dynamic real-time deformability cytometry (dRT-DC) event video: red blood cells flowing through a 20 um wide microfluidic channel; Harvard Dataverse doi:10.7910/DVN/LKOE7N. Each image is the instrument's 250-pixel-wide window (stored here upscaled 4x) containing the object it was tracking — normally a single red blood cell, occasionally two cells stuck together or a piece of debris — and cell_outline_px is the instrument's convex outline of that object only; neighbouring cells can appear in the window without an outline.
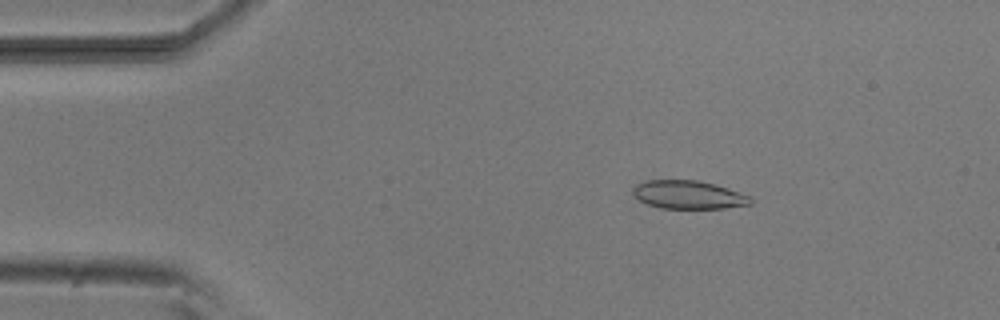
{"species": "common noctule bat (a hibernating species)", "species_latin": "Nyctalus noctula", "temperature_condition": "room temperature", "stored_images_in_passage": 52, "camera_frame_rate_fps": 3000, "um_per_image_px": 0.085, "animal": {"sex": "male", "body_mass_g": 20.5, "forearm_length_mm": 52.5}, "frame": {"image": 1, "passage_image": 8, "time_ms": 2.333, "image_size_px": [1000, 320], "cell_outline_px": [[752, 204], [724, 208], [660, 208], [648, 204], [632, 196], [632, 188], [636, 184], [648, 180], [696, 180], [728, 188], [752, 196]], "centroid_in_image_um": [58.51, 16.55], "position_along_channel_um": 26.5, "area_um2": 19.42}}
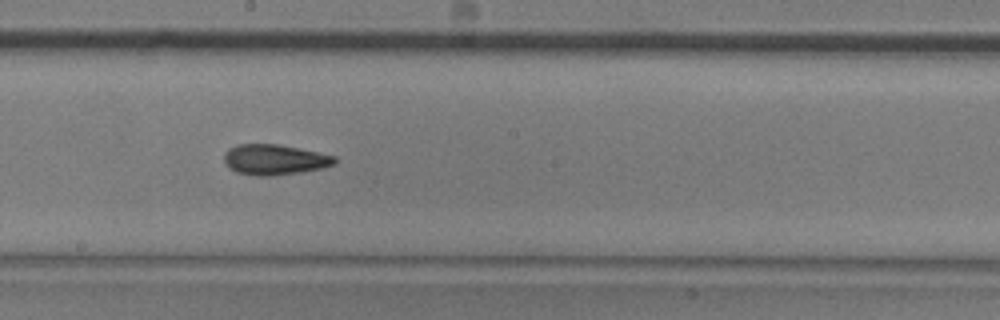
{"frame": {"image": 2, "passage_image": 28, "time_ms": 9.0, "image_size_px": [1000, 320], "cell_outline_px": [[336, 164], [324, 168], [300, 172], [272, 176], [256, 176], [236, 172], [228, 168], [224, 164], [224, 152], [228, 148], [236, 144], [276, 144], [336, 156]], "centroid_in_image_um": [23.29, 13.58], "position_along_channel_um": 224.9, "area_um2": 19.77}}
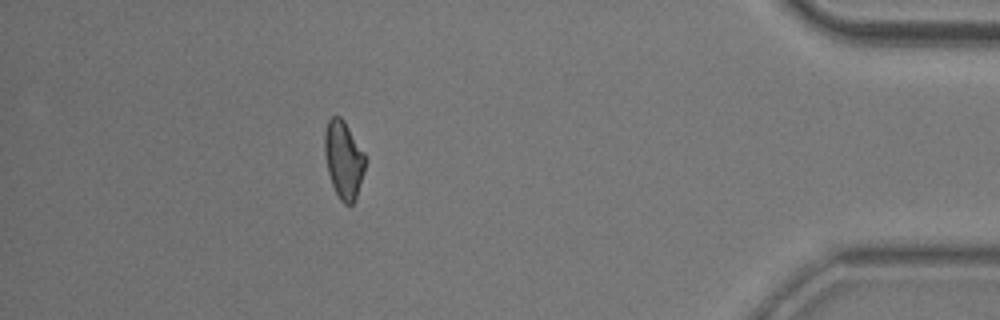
{"frame": {"image": 3, "passage_image": 46, "time_ms": 15.0, "image_size_px": [1000, 320], "cell_outline_px": [[364, 172], [356, 200], [352, 204], [344, 204], [340, 200], [332, 184], [328, 172], [324, 152], [324, 132], [328, 120], [332, 116], [340, 116], [344, 120], [364, 152]], "centroid_in_image_um": [29.19, 13.56], "position_along_channel_um": 406.0, "area_um2": 18.32}, "authors_computed_cell_mechanics": {"area_um2": 19.1607, "velocity_mm_per_s": 3.848, "shape_relaxation_time_tau1_ms": 9.3785, "shape_relaxation_time_tau2_ms": 3.0488, "deformation_change_tau1": 0.1792, "deformation_change_tau2": 0.0966}}